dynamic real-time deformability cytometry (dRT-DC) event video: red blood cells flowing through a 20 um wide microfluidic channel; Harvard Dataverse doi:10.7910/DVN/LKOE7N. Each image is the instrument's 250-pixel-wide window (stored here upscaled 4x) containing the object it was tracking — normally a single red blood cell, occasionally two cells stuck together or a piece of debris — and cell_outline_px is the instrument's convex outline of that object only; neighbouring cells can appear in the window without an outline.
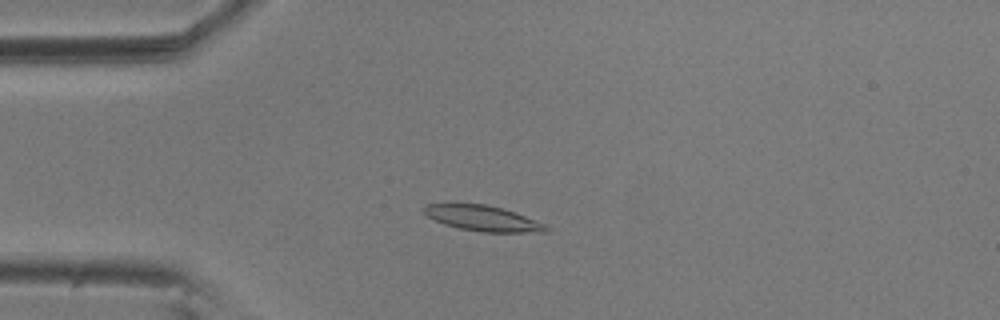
{"species": "common noctule bat (a hibernating species)", "species_latin": "Nyctalus noctula", "temperature_condition": "room temperature", "stored_images_in_passage": 55, "camera_frame_rate_fps": 3000, "um_per_image_px": 0.085, "animal": {"sex": "male", "body_mass_g": 20.5, "forearm_length_mm": 52.5}, "frame": {"image": 1, "passage_image": 13, "time_ms": 4.0, "image_size_px": [1000, 320], "cell_outline_px": [[552, 228], [548, 232], [484, 232], [460, 228], [444, 224], [428, 216], [420, 208], [424, 204], [488, 204], [504, 208], [516, 212], [548, 224]], "centroid_in_image_um": [41.13, 18.55], "position_along_channel_um": 43.9, "area_um2": 18.38}}
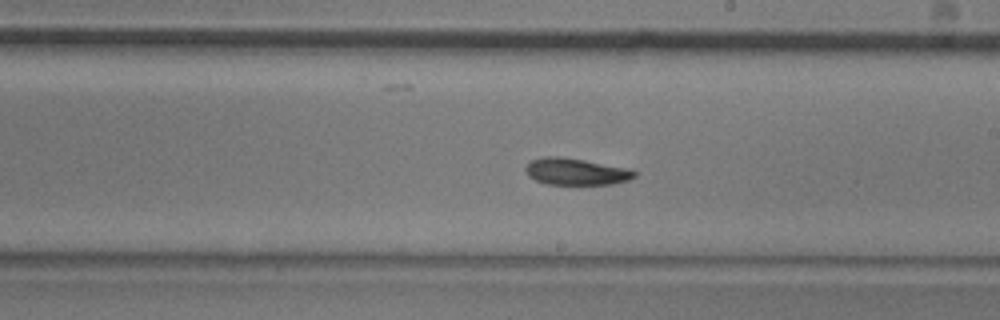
{"frame": {"image": 2, "passage_image": 31, "time_ms": 10.0, "image_size_px": [1000, 320], "cell_outline_px": [[636, 176], [628, 180], [612, 184], [548, 184], [536, 180], [528, 176], [524, 168], [528, 160], [540, 156], [556, 156], [584, 160], [632, 168], [636, 172]], "centroid_in_image_um": [48.94, 14.57], "position_along_channel_um": 240.1, "area_um2": 17.22}}
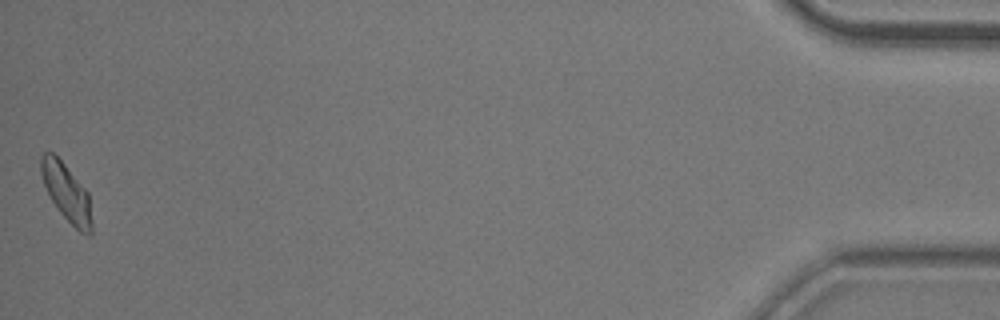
{"frame": {"image": 3, "passage_image": 55, "time_ms": 18.0, "image_size_px": [1000, 320], "cell_outline_px": [[92, 232], [88, 236], [80, 232], [60, 212], [52, 200], [44, 184], [40, 172], [40, 156], [44, 152], [52, 152], [64, 164], [88, 192], [92, 224]], "centroid_in_image_um": [5.65, 16.36], "position_along_channel_um": 429.5, "area_um2": 16.7}, "authors_computed_cell_mechanics": {"area_um2": 17.3978, "velocity_mm_per_s": 3.5716, "shape_relaxation_time_tau1_ms": 3.9428, "shape_relaxation_time_tau2_ms": 6.8205, "deformation_change_tau1": 0.1244, "deformation_change_tau2": 0.1222}}